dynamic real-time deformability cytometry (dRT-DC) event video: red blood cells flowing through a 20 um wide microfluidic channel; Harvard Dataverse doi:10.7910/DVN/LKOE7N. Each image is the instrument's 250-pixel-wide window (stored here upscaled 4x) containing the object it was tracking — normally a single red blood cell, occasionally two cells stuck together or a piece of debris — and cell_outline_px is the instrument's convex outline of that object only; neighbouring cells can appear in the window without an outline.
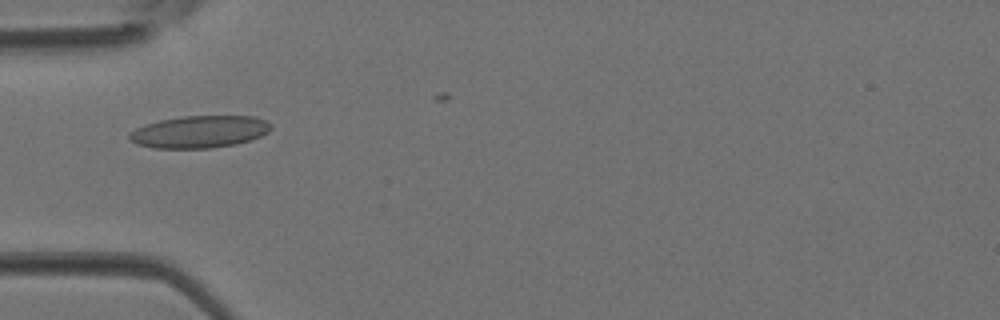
{"species": "Egyptian fruit bat (a non-hibernating species)", "species_latin": "Rousettus aegyptiacus", "temperature_condition": "room temperature", "stored_images_in_passage": 16, "camera_frame_rate_fps": 3000, "um_per_image_px": 0.085, "animal": {"sex": "female"}, "frame": {"image": 1, "passage_image": 13, "time_ms": 4.0, "image_size_px": [1000, 320], "cell_outline_px": [[272, 128], [268, 132], [260, 136], [236, 144], [212, 148], [152, 148], [136, 144], [128, 136], [136, 128], [144, 124], [160, 120], [184, 116], [256, 116], [272, 124]], "centroid_in_image_um": [16.97, 11.2], "position_along_channel_um": 68.0, "area_um2": 26.53}}
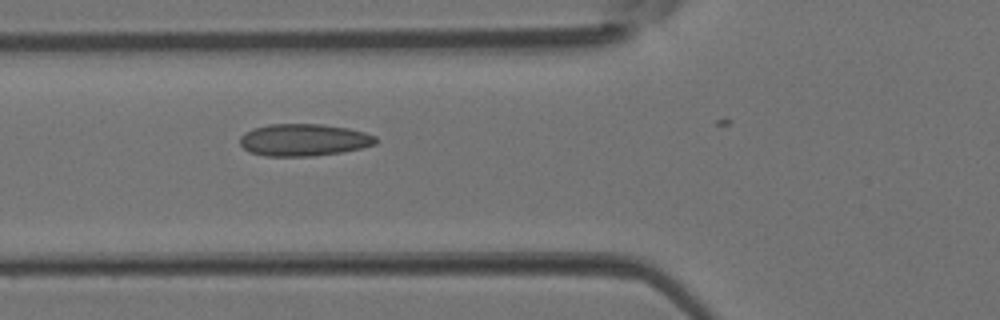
{"frame": {"image": 2, "passage_image": 15, "time_ms": 4.667, "image_size_px": [1000, 320], "cell_outline_px": [[380, 140], [376, 144], [360, 148], [340, 152], [316, 156], [264, 156], [248, 152], [240, 144], [240, 136], [244, 132], [252, 128], [268, 124], [320, 124], [348, 128], [364, 132], [376, 136]], "centroid_in_image_um": [25.8, 11.89], "position_along_channel_um": 100.0, "area_um2": 25.66}}